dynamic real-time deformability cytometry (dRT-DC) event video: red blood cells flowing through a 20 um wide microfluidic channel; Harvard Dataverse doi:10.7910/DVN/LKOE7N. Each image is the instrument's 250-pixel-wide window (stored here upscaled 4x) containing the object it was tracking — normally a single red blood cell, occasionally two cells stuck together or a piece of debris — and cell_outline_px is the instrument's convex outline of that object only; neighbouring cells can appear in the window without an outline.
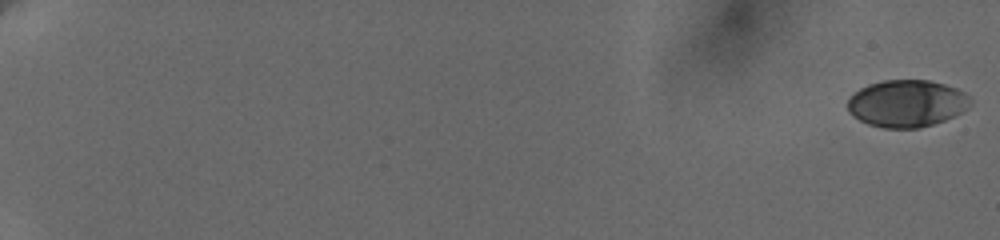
{"species": "human", "species_latin": "Homo sapiens", "temperature_condition": "cold", "stored_images_in_passage": 44, "camera_frame_rate_fps": 3000, "um_per_image_px": 0.085, "donor": {"sex": "female"}, "frame": {"image": 1, "passage_image": 1, "time_ms": 0.0, "image_size_px": [1000, 240], "cell_outline_px": [[972, 104], [968, 108], [944, 120], [932, 124], [916, 128], [884, 128], [868, 124], [860, 120], [848, 112], [848, 100], [860, 88], [868, 84], [884, 80], [928, 80], [944, 84], [956, 88], [964, 92], [972, 100]], "centroid_in_image_um": [77.08, 8.79], "position_along_channel_um": 7.9, "area_um2": 33.52}}
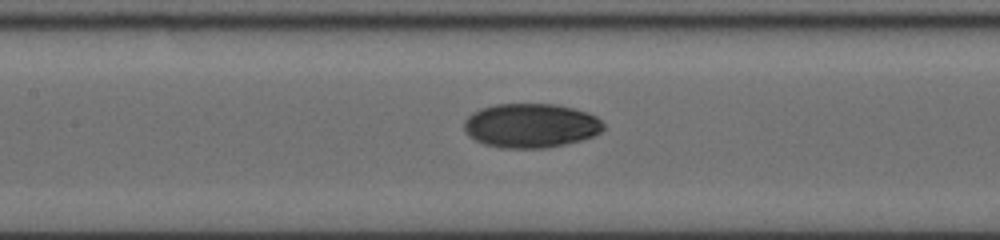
{"frame": {"image": 2, "passage_image": 24, "time_ms": 10.667, "image_size_px": [1000, 240], "cell_outline_px": [[604, 128], [600, 132], [592, 136], [580, 140], [548, 148], [500, 148], [484, 144], [468, 136], [464, 128], [464, 120], [472, 112], [480, 108], [496, 104], [556, 104], [588, 112], [596, 116], [604, 124]], "centroid_in_image_um": [45.1, 10.67], "position_along_channel_um": 162.3, "area_um2": 36.07}}
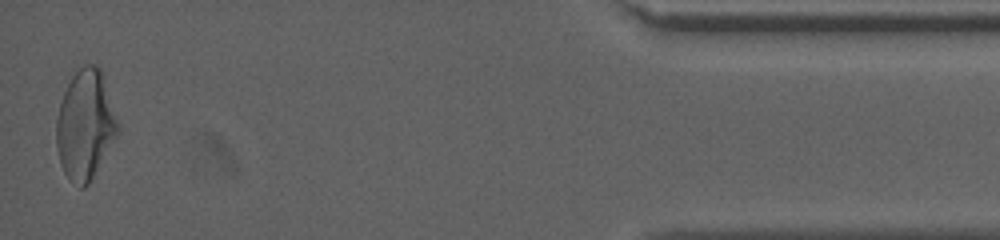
{"frame": {"image": 3, "passage_image": 44, "time_ms": 19.667, "image_size_px": [1000, 240], "cell_outline_px": [[120, 132], [88, 184], [84, 188], [80, 188], [64, 172], [60, 164], [56, 144], [56, 120], [60, 104], [64, 92], [72, 76], [84, 64], [96, 64], [100, 68], [104, 76], [120, 124]], "centroid_in_image_um": [7.28, 10.59], "position_along_channel_um": 427.9, "area_um2": 39.36}, "authors_computed_cell_mechanics": {"area_um2": 34.5933, "velocity_mm_per_s": 3.6456, "shape_relaxation_time_tau1_ms": 4.556, "shape_relaxation_time_tau2_ms": 3.4265, "deformation_change_tau1": 0.1562, "deformation_change_tau2": 0.0451}}